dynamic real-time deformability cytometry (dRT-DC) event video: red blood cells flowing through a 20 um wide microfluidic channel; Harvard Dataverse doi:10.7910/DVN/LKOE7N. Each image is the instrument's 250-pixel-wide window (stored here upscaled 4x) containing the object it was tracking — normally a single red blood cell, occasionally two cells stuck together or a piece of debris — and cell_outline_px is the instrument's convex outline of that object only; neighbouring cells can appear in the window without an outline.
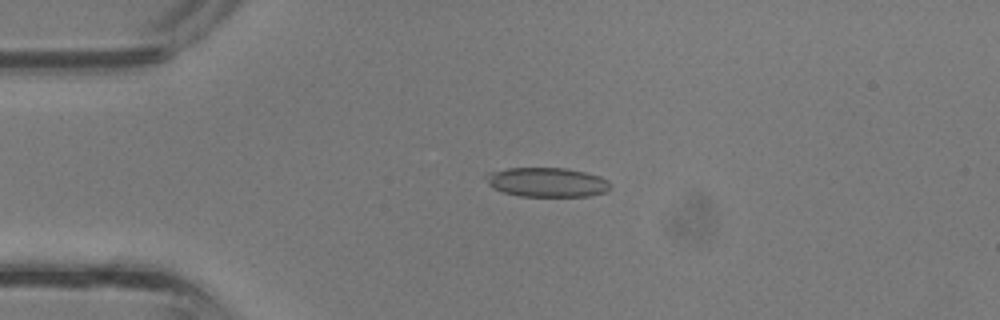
{"species": "common noctule bat (a hibernating species)", "species_latin": "Nyctalus noctula", "temperature_condition": "room temperature", "stored_images_in_passage": 38, "camera_frame_rate_fps": 3000, "um_per_image_px": 0.085, "animal": {"sex": "male", "body_mass_g": 13.3}, "frame": {"image": 1, "passage_image": 9, "time_ms": 2.667, "image_size_px": [1000, 320], "cell_outline_px": [[612, 188], [604, 192], [588, 196], [520, 196], [504, 192], [492, 188], [488, 184], [484, 176], [484, 172], [508, 168], [568, 168], [600, 176], [608, 180], [612, 184]], "centroid_in_image_um": [46.47, 15.48], "position_along_channel_um": 38.5, "area_um2": 21.56}}
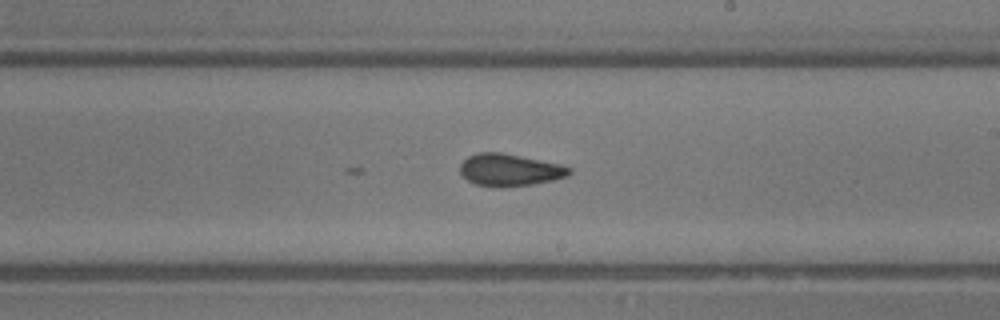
{"frame": {"image": 2, "passage_image": 22, "time_ms": 7.0, "image_size_px": [1000, 320], "cell_outline_px": [[572, 172], [568, 176], [552, 180], [532, 184], [500, 188], [476, 184], [468, 180], [460, 172], [460, 164], [468, 156], [476, 152], [500, 152], [560, 164], [572, 168]], "centroid_in_image_um": [43.32, 14.45], "position_along_channel_um": 245.7, "area_um2": 20.46}}
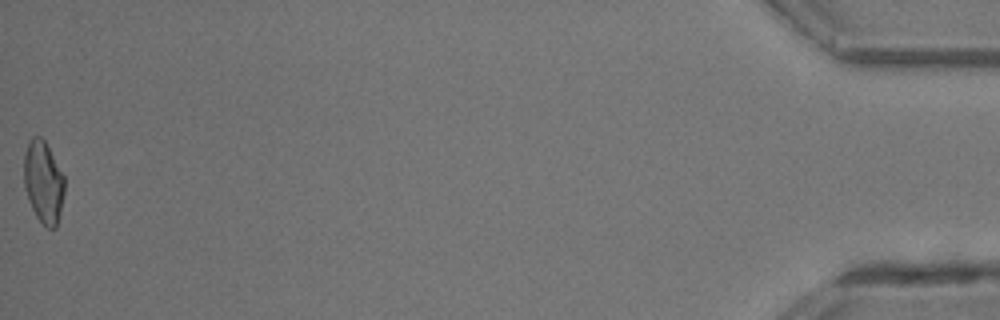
{"frame": {"image": 3, "passage_image": 38, "time_ms": 12.333, "image_size_px": [1000, 320], "cell_outline_px": [[64, 192], [60, 212], [56, 228], [48, 228], [36, 216], [32, 208], [24, 188], [24, 152], [28, 140], [32, 136], [40, 136], [44, 140], [64, 176]], "centroid_in_image_um": [3.67, 15.45], "position_along_channel_um": 431.5, "area_um2": 19.31}}